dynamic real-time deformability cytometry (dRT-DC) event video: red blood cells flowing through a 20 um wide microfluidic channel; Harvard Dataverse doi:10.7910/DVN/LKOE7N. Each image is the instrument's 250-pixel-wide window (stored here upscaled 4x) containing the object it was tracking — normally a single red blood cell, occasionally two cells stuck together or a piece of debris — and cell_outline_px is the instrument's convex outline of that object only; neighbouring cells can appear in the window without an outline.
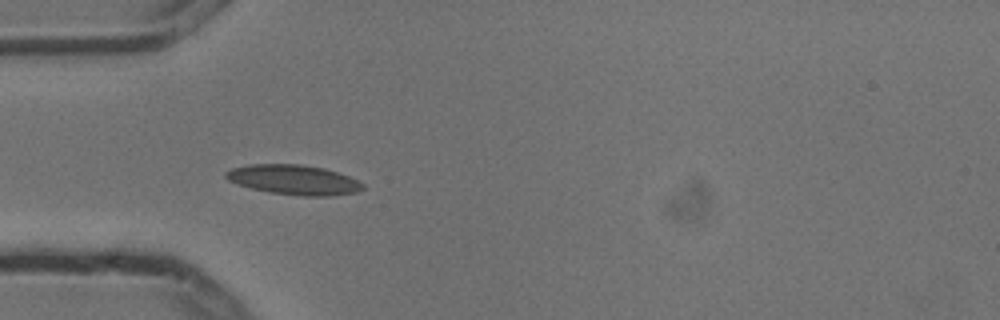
{"species": "common noctule bat (a hibernating species)", "species_latin": "Nyctalus noctula", "temperature_condition": "cold", "stored_images_in_passage": 6, "camera_frame_rate_fps": 3000, "um_per_image_px": 0.085, "animal": {"sex": "male", "body_mass_g": 13.3}, "frame": {"image": 1, "passage_image": 5, "time_ms": 1.333, "image_size_px": [1000, 320], "cell_outline_px": [[364, 188], [356, 192], [332, 196], [304, 196], [268, 192], [236, 184], [228, 180], [224, 176], [224, 172], [232, 168], [252, 164], [300, 164], [324, 168], [348, 176], [364, 184]], "centroid_in_image_um": [24.95, 15.28], "position_along_channel_um": 60.1, "area_um2": 23.76}}
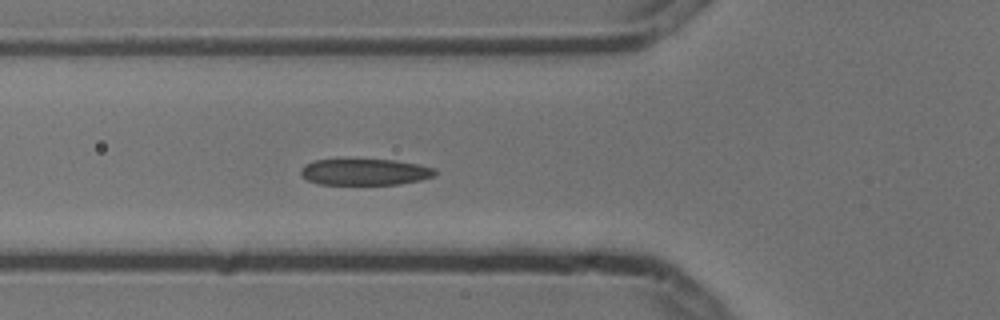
{"frame": {"image": 2, "passage_image": 6, "time_ms": 1.667, "image_size_px": [1000, 320], "cell_outline_px": [[436, 176], [420, 180], [400, 184], [320, 184], [308, 180], [300, 172], [300, 168], [304, 164], [316, 160], [348, 156], [352, 156], [396, 160], [436, 168]], "centroid_in_image_um": [30.99, 14.55], "position_along_channel_um": 94.8, "area_um2": 21.68}}